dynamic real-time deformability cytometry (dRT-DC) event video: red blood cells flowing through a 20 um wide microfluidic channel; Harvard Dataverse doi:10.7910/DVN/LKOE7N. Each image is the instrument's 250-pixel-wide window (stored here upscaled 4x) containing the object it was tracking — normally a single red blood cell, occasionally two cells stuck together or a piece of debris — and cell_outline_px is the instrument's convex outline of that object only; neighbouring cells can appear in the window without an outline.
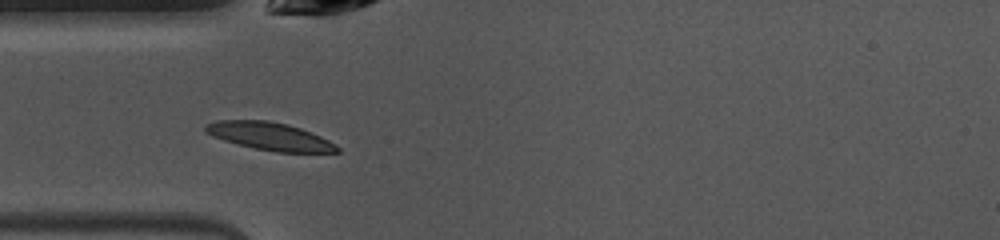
{"species": "common noctule bat (a hibernating species)", "species_latin": "Nyctalus noctula", "temperature_condition": "warm", "stored_images_in_passage": 37, "camera_frame_rate_fps": 3000, "um_per_image_px": 0.085, "animal": {"sex": "female", "body_mass_g": 10.0, "forearm_length_mm": 53.1}, "frame": {"image": 1, "passage_image": 2, "time_ms": 0.333, "image_size_px": [1000, 240], "cell_outline_px": [[340, 152], [276, 152], [236, 144], [212, 136], [204, 132], [204, 128], [208, 124], [216, 120], [268, 120], [288, 124], [300, 128], [320, 136], [336, 144], [340, 148]], "centroid_in_image_um": [22.93, 11.58], "position_along_channel_um": 62.1, "area_um2": 21.27}}
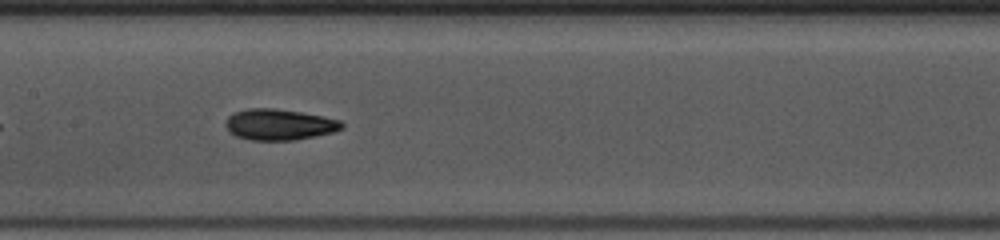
{"frame": {"image": 2, "passage_image": 11, "time_ms": 3.333, "image_size_px": [1000, 240], "cell_outline_px": [[344, 128], [332, 132], [316, 136], [296, 140], [252, 140], [236, 136], [228, 132], [224, 124], [224, 120], [228, 116], [236, 112], [248, 108], [276, 108], [324, 116], [340, 120], [344, 124]], "centroid_in_image_um": [23.72, 10.58], "position_along_channel_um": 183.7, "area_um2": 21.21}}
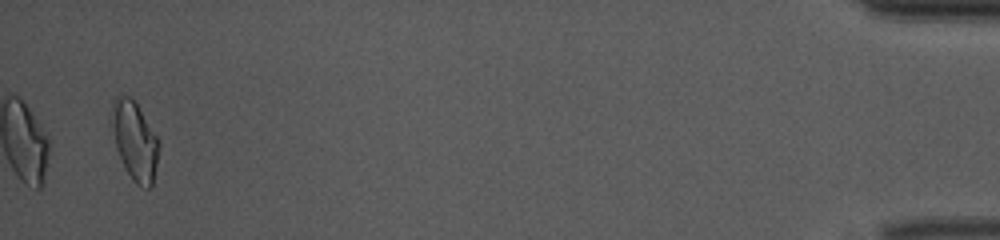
{"frame": {"image": 3, "passage_image": 36, "time_ms": 11.667, "image_size_px": [1000, 240], "cell_outline_px": [[160, 148], [152, 184], [148, 188], [140, 188], [132, 180], [116, 148], [112, 124], [112, 100], [116, 96], [128, 96], [136, 104], [160, 140]], "centroid_in_image_um": [11.48, 11.99], "position_along_channel_um": 423.7, "area_um2": 21.27}, "authors_computed_cell_mechanics": {"area_um2": 20.23, "velocity_mm_per_s": 4.0116, "shape_relaxation_time_tau1_ms": 3.3264, "shape_relaxation_time_tau2_ms": 2.808, "deformation_change_tau1": 0.1542, "deformation_change_tau2": 0.0977}}